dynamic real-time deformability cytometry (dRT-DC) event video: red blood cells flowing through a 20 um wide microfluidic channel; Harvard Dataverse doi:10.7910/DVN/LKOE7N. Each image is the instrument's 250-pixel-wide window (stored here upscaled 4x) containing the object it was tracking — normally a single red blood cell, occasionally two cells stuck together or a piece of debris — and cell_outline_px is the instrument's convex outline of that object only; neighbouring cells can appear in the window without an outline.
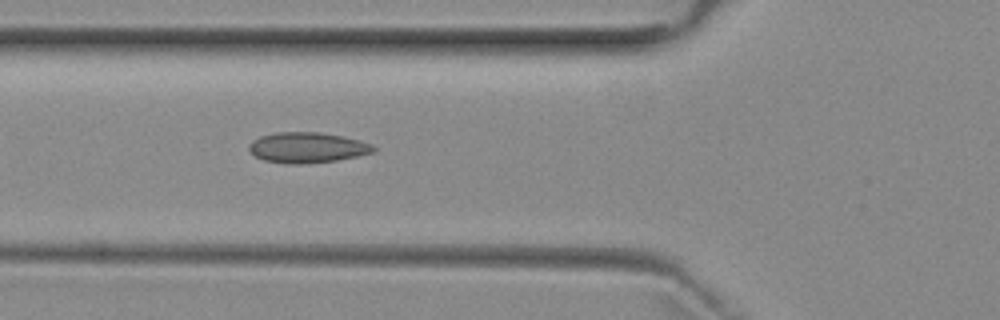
{"species": "common noctule bat (a hibernating species)", "species_latin": "Nyctalus noctula", "temperature_condition": "room temperature", "stored_images_in_passage": 4, "camera_frame_rate_fps": 3000, "um_per_image_px": 0.085, "animal": {"sex": "female", "body_mass_g": 29.2, "forearm_length_mm": 56.3}, "frame": {"image": 1, "passage_image": 4, "time_ms": 3.333, "image_size_px": [1000, 320], "cell_outline_px": [[376, 148], [372, 152], [356, 156], [336, 160], [304, 164], [288, 164], [264, 160], [256, 156], [248, 148], [248, 144], [252, 140], [260, 136], [276, 132], [320, 132], [344, 136], [360, 140], [372, 144]], "centroid_in_image_um": [26.1, 12.53], "position_along_channel_um": 99.7, "area_um2": 22.14}}